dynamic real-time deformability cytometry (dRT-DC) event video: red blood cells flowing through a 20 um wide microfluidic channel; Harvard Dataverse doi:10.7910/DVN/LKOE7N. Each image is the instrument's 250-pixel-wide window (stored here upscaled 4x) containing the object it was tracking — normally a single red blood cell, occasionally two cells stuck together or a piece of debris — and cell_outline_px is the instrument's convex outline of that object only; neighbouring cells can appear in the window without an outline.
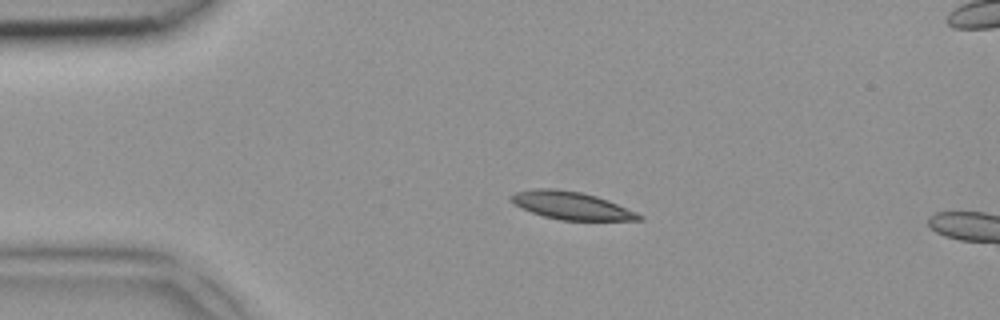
{"species": "common noctule bat (a hibernating species)", "species_latin": "Nyctalus noctula", "temperature_condition": "room temperature", "stored_images_in_passage": 2, "camera_frame_rate_fps": 3000, "um_per_image_px": 0.085, "animal": {"sex": "female", "body_mass_g": 18.4}, "frame": {"image": 1, "passage_image": 1, "time_ms": 0.0, "image_size_px": [1000, 320], "cell_outline_px": [[644, 220], [560, 220], [544, 216], [532, 212], [508, 200], [508, 196], [516, 192], [536, 188], [552, 188], [580, 192], [596, 196], [608, 200], [636, 212], [644, 216]], "centroid_in_image_um": [48.57, 17.47], "position_along_channel_um": 36.4, "area_um2": 20.52}}